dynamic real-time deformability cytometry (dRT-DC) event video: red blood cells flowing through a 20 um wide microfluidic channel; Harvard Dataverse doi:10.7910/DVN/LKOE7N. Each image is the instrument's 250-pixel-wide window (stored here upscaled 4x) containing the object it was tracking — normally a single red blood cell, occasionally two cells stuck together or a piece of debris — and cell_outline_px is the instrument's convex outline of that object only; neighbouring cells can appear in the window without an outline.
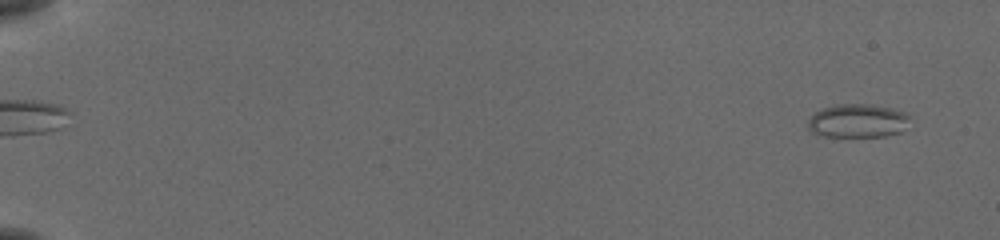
{"species": "common noctule bat (a hibernating species)", "species_latin": "Nyctalus noctula", "temperature_condition": "cold", "stored_images_in_passage": 9, "camera_frame_rate_fps": 3000, "um_per_image_px": 0.085, "animal": {"sex": "female", "body_mass_g": 19.5, "forearm_length_mm": 54.1}, "frame": {"image": 1, "passage_image": 2, "time_ms": 0.333, "image_size_px": [1000, 240], "cell_outline_px": [[904, 116], [900, 132], [884, 136], [824, 136], [812, 132], [812, 116], [816, 112], [824, 108], [836, 104], [868, 104], [888, 108], [900, 112]], "centroid_in_image_um": [72.82, 10.27], "position_along_channel_um": 12.2, "area_um2": 18.61}}